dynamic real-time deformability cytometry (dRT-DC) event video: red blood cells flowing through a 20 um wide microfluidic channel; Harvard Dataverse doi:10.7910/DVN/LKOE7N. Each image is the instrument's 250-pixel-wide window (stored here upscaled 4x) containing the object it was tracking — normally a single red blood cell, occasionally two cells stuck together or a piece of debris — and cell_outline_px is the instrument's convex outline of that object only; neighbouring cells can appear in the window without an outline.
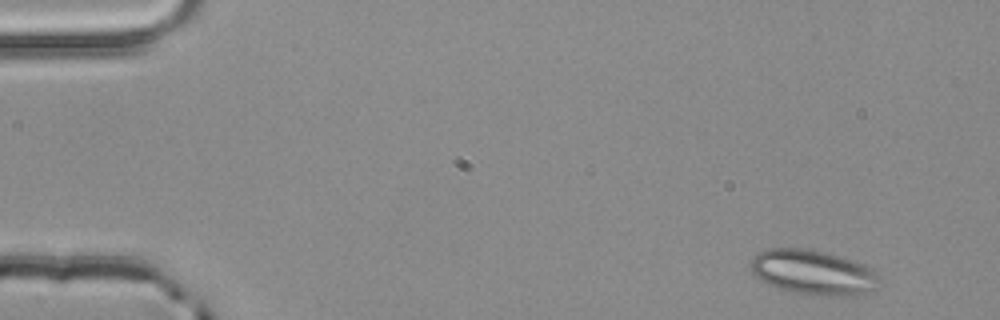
{"species": "common noctule bat (a hibernating species)", "species_latin": "Nyctalus noctula", "temperature_condition": "room temperature", "stored_images_in_passage": 3, "camera_frame_rate_fps": 3000, "um_per_image_px": 0.085, "animal": {"sex": "male", "body_mass_g": 20.4}, "frame": {"image": 1, "passage_image": 1, "time_ms": 0.0, "image_size_px": [1000, 320], "cell_outline_px": [[880, 276], [872, 292], [800, 292], [780, 288], [768, 284], [760, 280], [752, 272], [752, 260], [760, 252], [772, 248], [808, 248], [852, 260], [872, 268]], "centroid_in_image_um": [69.07, 23.07], "position_along_channel_um": 15.9, "area_um2": 31.67}}